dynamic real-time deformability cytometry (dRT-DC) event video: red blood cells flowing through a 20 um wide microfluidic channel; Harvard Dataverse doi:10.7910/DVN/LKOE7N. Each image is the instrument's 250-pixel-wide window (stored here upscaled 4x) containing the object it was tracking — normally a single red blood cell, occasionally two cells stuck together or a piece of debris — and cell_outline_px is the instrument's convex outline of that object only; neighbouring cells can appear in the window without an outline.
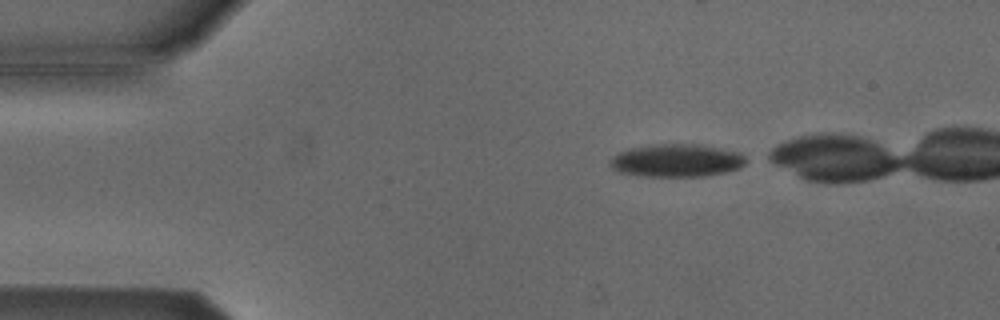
{"species": "Egyptian fruit bat (a non-hibernating species)", "species_latin": "Rousettus aegyptiacus", "temperature_condition": "cold", "stored_images_in_passage": 35, "camera_frame_rate_fps": 3000, "um_per_image_px": 0.085, "animal": {"sex": "male"}, "frame": {"image": 1, "passage_image": 1, "time_ms": 0.0, "image_size_px": [1000, 320], "cell_outline_px": [[744, 164], [740, 168], [724, 172], [704, 176], [644, 176], [620, 172], [612, 168], [608, 164], [608, 160], [612, 156], [628, 148], [652, 144], [696, 144], [720, 148], [736, 152], [744, 156]], "centroid_in_image_um": [57.44, 13.64], "position_along_channel_um": 27.6, "area_um2": 25.89}}
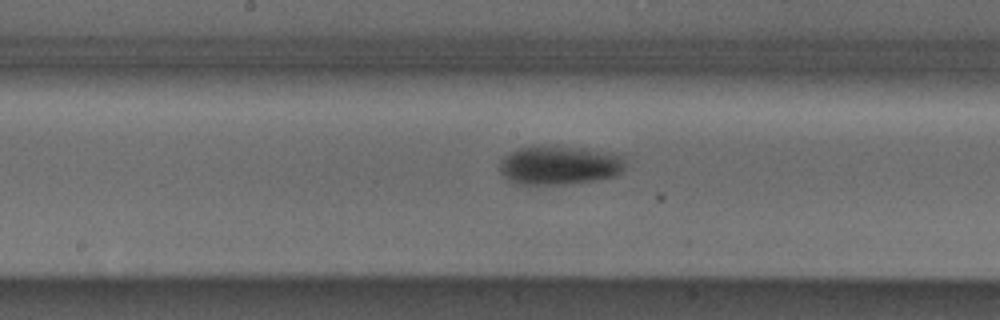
{"frame": {"image": 2, "passage_image": 19, "time_ms": 6.0, "image_size_px": [1000, 320], "cell_outline_px": [[624, 168], [616, 176], [596, 180], [560, 184], [520, 184], [508, 180], [500, 172], [500, 164], [504, 156], [520, 148], [548, 144], [584, 148], [624, 156]], "centroid_in_image_um": [47.54, 14.03], "position_along_channel_um": 200.7, "area_um2": 28.5}}
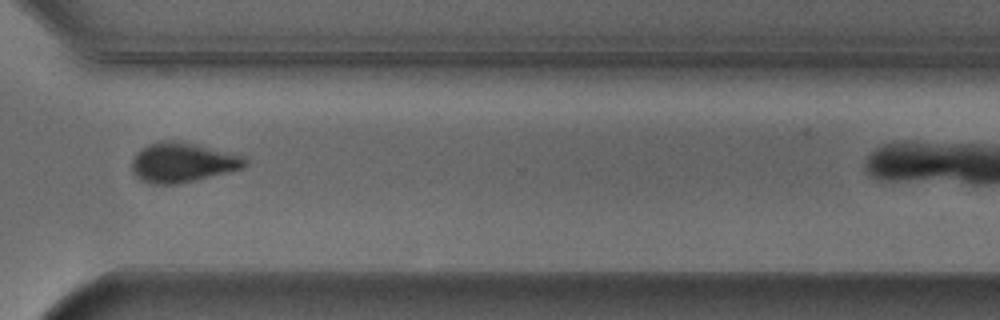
{"frame": {"image": 3, "passage_image": 31, "time_ms": 10.0, "image_size_px": [1000, 320], "cell_outline_px": [[248, 164], [244, 168], [196, 180], [176, 184], [148, 184], [140, 180], [132, 172], [132, 160], [136, 152], [148, 144], [160, 140], [176, 140], [196, 144], [244, 156], [248, 160]], "centroid_in_image_um": [15.5, 13.81], "position_along_channel_um": 355.1, "area_um2": 26.41}}